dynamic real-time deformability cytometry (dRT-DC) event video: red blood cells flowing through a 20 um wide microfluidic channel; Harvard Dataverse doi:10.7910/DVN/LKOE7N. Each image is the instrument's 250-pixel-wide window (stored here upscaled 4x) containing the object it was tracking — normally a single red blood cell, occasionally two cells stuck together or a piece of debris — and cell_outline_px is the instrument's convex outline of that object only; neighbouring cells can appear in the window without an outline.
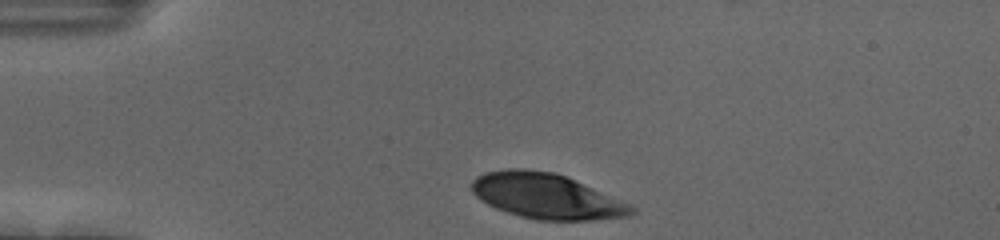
{"species": "human", "species_latin": "Homo sapiens", "temperature_condition": "cold", "stored_images_in_passage": 34, "camera_frame_rate_fps": 3000, "um_per_image_px": 0.085, "donor": {"sex": "female"}, "frame": {"image": 1, "passage_image": 1, "time_ms": 0.0, "image_size_px": [1000, 240], "cell_outline_px": [[636, 212], [628, 216], [592, 220], [536, 220], [520, 216], [496, 208], [480, 200], [468, 188], [472, 180], [476, 176], [484, 172], [508, 168], [524, 168], [556, 172], [628, 204], [636, 208]], "centroid_in_image_um": [46.36, 16.66], "position_along_channel_um": 38.6, "area_um2": 42.02}}
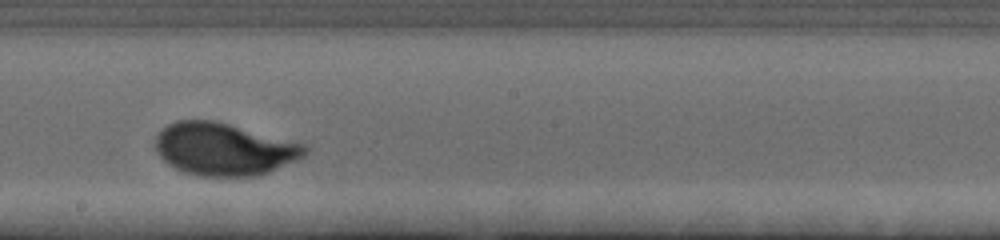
{"frame": {"image": 2, "passage_image": 20, "time_ms": 6.333, "image_size_px": [1000, 240], "cell_outline_px": [[308, 152], [304, 156], [296, 160], [268, 172], [256, 176], [200, 176], [184, 172], [168, 164], [160, 156], [156, 148], [156, 136], [168, 124], [176, 120], [212, 120], [228, 124], [304, 144], [308, 148]], "centroid_in_image_um": [19.03, 12.68], "position_along_channel_um": 229.2, "area_um2": 45.2}}
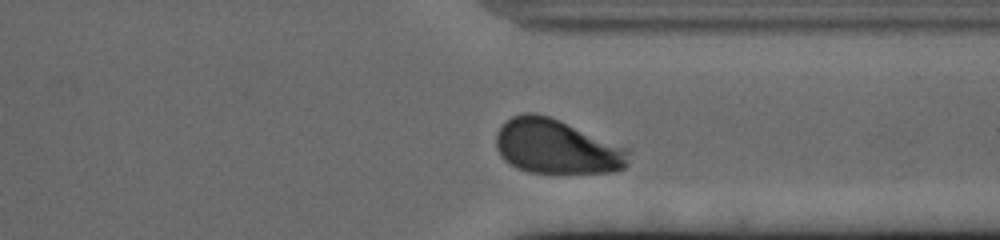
{"frame": {"image": 3, "passage_image": 31, "time_ms": 10.0, "image_size_px": [1000, 240], "cell_outline_px": [[628, 152], [624, 168], [616, 172], [528, 172], [516, 168], [504, 160], [500, 156], [496, 148], [496, 132], [512, 116], [524, 112], [536, 112], [548, 116], [628, 148]], "centroid_in_image_um": [47.25, 12.47], "position_along_channel_um": 364.1, "area_um2": 41.62}, "authors_computed_cell_mechanics": {"area_um2": 44.6794, "velocity_mm_per_s": 3.661, "shape_relaxation_time_tau1_ms": 2.8749, "shape_relaxation_time_tau2_ms": null, "deformation_change_tau1": 0.1497, "deformation_change_tau2": null}}